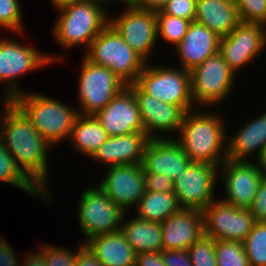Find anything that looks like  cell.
Returning <instances> with one entry per match:
<instances>
[{
    "label": "cell",
    "mask_w": 266,
    "mask_h": 266,
    "mask_svg": "<svg viewBox=\"0 0 266 266\" xmlns=\"http://www.w3.org/2000/svg\"><path fill=\"white\" fill-rule=\"evenodd\" d=\"M242 243L250 266H266V221H257Z\"/></svg>",
    "instance_id": "cell-31"
},
{
    "label": "cell",
    "mask_w": 266,
    "mask_h": 266,
    "mask_svg": "<svg viewBox=\"0 0 266 266\" xmlns=\"http://www.w3.org/2000/svg\"><path fill=\"white\" fill-rule=\"evenodd\" d=\"M0 182L20 188V190L26 191L28 194L33 195L34 197H39V199L45 203L48 202V196L17 165L12 155L4 147L1 139Z\"/></svg>",
    "instance_id": "cell-29"
},
{
    "label": "cell",
    "mask_w": 266,
    "mask_h": 266,
    "mask_svg": "<svg viewBox=\"0 0 266 266\" xmlns=\"http://www.w3.org/2000/svg\"><path fill=\"white\" fill-rule=\"evenodd\" d=\"M21 8L19 0H0V27L10 34L23 36L25 25Z\"/></svg>",
    "instance_id": "cell-33"
},
{
    "label": "cell",
    "mask_w": 266,
    "mask_h": 266,
    "mask_svg": "<svg viewBox=\"0 0 266 266\" xmlns=\"http://www.w3.org/2000/svg\"><path fill=\"white\" fill-rule=\"evenodd\" d=\"M255 161L262 172L266 174V146L262 149L260 156Z\"/></svg>",
    "instance_id": "cell-47"
},
{
    "label": "cell",
    "mask_w": 266,
    "mask_h": 266,
    "mask_svg": "<svg viewBox=\"0 0 266 266\" xmlns=\"http://www.w3.org/2000/svg\"><path fill=\"white\" fill-rule=\"evenodd\" d=\"M219 166L191 162L174 181V195L181 208L203 210L217 199ZM216 197V198H215Z\"/></svg>",
    "instance_id": "cell-11"
},
{
    "label": "cell",
    "mask_w": 266,
    "mask_h": 266,
    "mask_svg": "<svg viewBox=\"0 0 266 266\" xmlns=\"http://www.w3.org/2000/svg\"><path fill=\"white\" fill-rule=\"evenodd\" d=\"M216 240L205 234L188 249L192 266H218L215 255Z\"/></svg>",
    "instance_id": "cell-35"
},
{
    "label": "cell",
    "mask_w": 266,
    "mask_h": 266,
    "mask_svg": "<svg viewBox=\"0 0 266 266\" xmlns=\"http://www.w3.org/2000/svg\"><path fill=\"white\" fill-rule=\"evenodd\" d=\"M126 215L125 213L120 231L136 253L161 252L163 250L161 223L140 219L136 215L132 219L125 220Z\"/></svg>",
    "instance_id": "cell-26"
},
{
    "label": "cell",
    "mask_w": 266,
    "mask_h": 266,
    "mask_svg": "<svg viewBox=\"0 0 266 266\" xmlns=\"http://www.w3.org/2000/svg\"><path fill=\"white\" fill-rule=\"evenodd\" d=\"M117 1L125 5L123 9L142 8L143 6V0H112V3L117 4Z\"/></svg>",
    "instance_id": "cell-46"
},
{
    "label": "cell",
    "mask_w": 266,
    "mask_h": 266,
    "mask_svg": "<svg viewBox=\"0 0 266 266\" xmlns=\"http://www.w3.org/2000/svg\"><path fill=\"white\" fill-rule=\"evenodd\" d=\"M191 162L174 138L150 139L144 150L142 166L144 173H164L175 180Z\"/></svg>",
    "instance_id": "cell-19"
},
{
    "label": "cell",
    "mask_w": 266,
    "mask_h": 266,
    "mask_svg": "<svg viewBox=\"0 0 266 266\" xmlns=\"http://www.w3.org/2000/svg\"><path fill=\"white\" fill-rule=\"evenodd\" d=\"M80 194L77 220L84 234L83 243L94 236L120 230L125 212L98 185L85 188Z\"/></svg>",
    "instance_id": "cell-10"
},
{
    "label": "cell",
    "mask_w": 266,
    "mask_h": 266,
    "mask_svg": "<svg viewBox=\"0 0 266 266\" xmlns=\"http://www.w3.org/2000/svg\"><path fill=\"white\" fill-rule=\"evenodd\" d=\"M197 0H169L161 8V12L171 16L184 18L194 22Z\"/></svg>",
    "instance_id": "cell-37"
},
{
    "label": "cell",
    "mask_w": 266,
    "mask_h": 266,
    "mask_svg": "<svg viewBox=\"0 0 266 266\" xmlns=\"http://www.w3.org/2000/svg\"><path fill=\"white\" fill-rule=\"evenodd\" d=\"M77 83V104L80 115H95L126 86L110 69L96 65L84 55Z\"/></svg>",
    "instance_id": "cell-9"
},
{
    "label": "cell",
    "mask_w": 266,
    "mask_h": 266,
    "mask_svg": "<svg viewBox=\"0 0 266 266\" xmlns=\"http://www.w3.org/2000/svg\"><path fill=\"white\" fill-rule=\"evenodd\" d=\"M162 257L166 266H192L186 249L162 250Z\"/></svg>",
    "instance_id": "cell-40"
},
{
    "label": "cell",
    "mask_w": 266,
    "mask_h": 266,
    "mask_svg": "<svg viewBox=\"0 0 266 266\" xmlns=\"http://www.w3.org/2000/svg\"><path fill=\"white\" fill-rule=\"evenodd\" d=\"M84 56L110 69L126 85L135 83L146 62L108 24L91 42Z\"/></svg>",
    "instance_id": "cell-6"
},
{
    "label": "cell",
    "mask_w": 266,
    "mask_h": 266,
    "mask_svg": "<svg viewBox=\"0 0 266 266\" xmlns=\"http://www.w3.org/2000/svg\"><path fill=\"white\" fill-rule=\"evenodd\" d=\"M202 212L204 234L216 241L243 242L257 222L249 209L232 206L220 198L212 201Z\"/></svg>",
    "instance_id": "cell-14"
},
{
    "label": "cell",
    "mask_w": 266,
    "mask_h": 266,
    "mask_svg": "<svg viewBox=\"0 0 266 266\" xmlns=\"http://www.w3.org/2000/svg\"><path fill=\"white\" fill-rule=\"evenodd\" d=\"M164 64L146 63L136 83L147 94L167 104L179 106L184 112L195 109L190 71L176 67L177 64Z\"/></svg>",
    "instance_id": "cell-7"
},
{
    "label": "cell",
    "mask_w": 266,
    "mask_h": 266,
    "mask_svg": "<svg viewBox=\"0 0 266 266\" xmlns=\"http://www.w3.org/2000/svg\"><path fill=\"white\" fill-rule=\"evenodd\" d=\"M181 209L174 192L146 190L137 207L132 210L138 218L162 223Z\"/></svg>",
    "instance_id": "cell-28"
},
{
    "label": "cell",
    "mask_w": 266,
    "mask_h": 266,
    "mask_svg": "<svg viewBox=\"0 0 266 266\" xmlns=\"http://www.w3.org/2000/svg\"><path fill=\"white\" fill-rule=\"evenodd\" d=\"M205 109L201 107L185 112L174 139L192 162L220 166L227 159L228 123L224 121V113Z\"/></svg>",
    "instance_id": "cell-2"
},
{
    "label": "cell",
    "mask_w": 266,
    "mask_h": 266,
    "mask_svg": "<svg viewBox=\"0 0 266 266\" xmlns=\"http://www.w3.org/2000/svg\"><path fill=\"white\" fill-rule=\"evenodd\" d=\"M146 190L155 192H174V181L163 174L144 173Z\"/></svg>",
    "instance_id": "cell-38"
},
{
    "label": "cell",
    "mask_w": 266,
    "mask_h": 266,
    "mask_svg": "<svg viewBox=\"0 0 266 266\" xmlns=\"http://www.w3.org/2000/svg\"><path fill=\"white\" fill-rule=\"evenodd\" d=\"M135 266H166L161 252H143L137 254Z\"/></svg>",
    "instance_id": "cell-43"
},
{
    "label": "cell",
    "mask_w": 266,
    "mask_h": 266,
    "mask_svg": "<svg viewBox=\"0 0 266 266\" xmlns=\"http://www.w3.org/2000/svg\"><path fill=\"white\" fill-rule=\"evenodd\" d=\"M233 134L227 136V159L256 160L266 146V112L249 119Z\"/></svg>",
    "instance_id": "cell-23"
},
{
    "label": "cell",
    "mask_w": 266,
    "mask_h": 266,
    "mask_svg": "<svg viewBox=\"0 0 266 266\" xmlns=\"http://www.w3.org/2000/svg\"><path fill=\"white\" fill-rule=\"evenodd\" d=\"M98 186L125 213L135 209L146 191L142 164H123L106 167Z\"/></svg>",
    "instance_id": "cell-16"
},
{
    "label": "cell",
    "mask_w": 266,
    "mask_h": 266,
    "mask_svg": "<svg viewBox=\"0 0 266 266\" xmlns=\"http://www.w3.org/2000/svg\"><path fill=\"white\" fill-rule=\"evenodd\" d=\"M129 86L137 100L146 135L150 139L174 138L185 112L179 106L167 104L147 94L136 82Z\"/></svg>",
    "instance_id": "cell-17"
},
{
    "label": "cell",
    "mask_w": 266,
    "mask_h": 266,
    "mask_svg": "<svg viewBox=\"0 0 266 266\" xmlns=\"http://www.w3.org/2000/svg\"><path fill=\"white\" fill-rule=\"evenodd\" d=\"M32 251L24 253L20 266H46L43 253L40 250Z\"/></svg>",
    "instance_id": "cell-44"
},
{
    "label": "cell",
    "mask_w": 266,
    "mask_h": 266,
    "mask_svg": "<svg viewBox=\"0 0 266 266\" xmlns=\"http://www.w3.org/2000/svg\"><path fill=\"white\" fill-rule=\"evenodd\" d=\"M249 211L256 221H266V174L264 175Z\"/></svg>",
    "instance_id": "cell-39"
},
{
    "label": "cell",
    "mask_w": 266,
    "mask_h": 266,
    "mask_svg": "<svg viewBox=\"0 0 266 266\" xmlns=\"http://www.w3.org/2000/svg\"><path fill=\"white\" fill-rule=\"evenodd\" d=\"M239 18L245 23L266 26V0H235Z\"/></svg>",
    "instance_id": "cell-36"
},
{
    "label": "cell",
    "mask_w": 266,
    "mask_h": 266,
    "mask_svg": "<svg viewBox=\"0 0 266 266\" xmlns=\"http://www.w3.org/2000/svg\"><path fill=\"white\" fill-rule=\"evenodd\" d=\"M194 22L208 27L221 38L241 20L235 0H197Z\"/></svg>",
    "instance_id": "cell-24"
},
{
    "label": "cell",
    "mask_w": 266,
    "mask_h": 266,
    "mask_svg": "<svg viewBox=\"0 0 266 266\" xmlns=\"http://www.w3.org/2000/svg\"><path fill=\"white\" fill-rule=\"evenodd\" d=\"M220 37L208 27L192 22L182 41L174 47L178 67L191 71L219 51Z\"/></svg>",
    "instance_id": "cell-22"
},
{
    "label": "cell",
    "mask_w": 266,
    "mask_h": 266,
    "mask_svg": "<svg viewBox=\"0 0 266 266\" xmlns=\"http://www.w3.org/2000/svg\"><path fill=\"white\" fill-rule=\"evenodd\" d=\"M157 19V41L164 40V42L176 47L184 38L188 31L191 20L180 17H175L161 12H155Z\"/></svg>",
    "instance_id": "cell-30"
},
{
    "label": "cell",
    "mask_w": 266,
    "mask_h": 266,
    "mask_svg": "<svg viewBox=\"0 0 266 266\" xmlns=\"http://www.w3.org/2000/svg\"><path fill=\"white\" fill-rule=\"evenodd\" d=\"M265 49L266 26L259 23L241 21L219 42V52L236 76L240 69L254 63Z\"/></svg>",
    "instance_id": "cell-13"
},
{
    "label": "cell",
    "mask_w": 266,
    "mask_h": 266,
    "mask_svg": "<svg viewBox=\"0 0 266 266\" xmlns=\"http://www.w3.org/2000/svg\"><path fill=\"white\" fill-rule=\"evenodd\" d=\"M85 244L103 266H135L137 253L126 241L122 232L116 231L94 236Z\"/></svg>",
    "instance_id": "cell-25"
},
{
    "label": "cell",
    "mask_w": 266,
    "mask_h": 266,
    "mask_svg": "<svg viewBox=\"0 0 266 266\" xmlns=\"http://www.w3.org/2000/svg\"><path fill=\"white\" fill-rule=\"evenodd\" d=\"M191 73V96L197 108H212L226 102L234 90L236 74L229 68L221 53L208 57ZM231 93V94H230Z\"/></svg>",
    "instance_id": "cell-8"
},
{
    "label": "cell",
    "mask_w": 266,
    "mask_h": 266,
    "mask_svg": "<svg viewBox=\"0 0 266 266\" xmlns=\"http://www.w3.org/2000/svg\"><path fill=\"white\" fill-rule=\"evenodd\" d=\"M75 1H78V0H50L49 2H50V5H52L53 10H54V8H55V10H57L63 6L69 5Z\"/></svg>",
    "instance_id": "cell-48"
},
{
    "label": "cell",
    "mask_w": 266,
    "mask_h": 266,
    "mask_svg": "<svg viewBox=\"0 0 266 266\" xmlns=\"http://www.w3.org/2000/svg\"><path fill=\"white\" fill-rule=\"evenodd\" d=\"M163 250L188 249L204 235L203 212L181 208L161 223Z\"/></svg>",
    "instance_id": "cell-20"
},
{
    "label": "cell",
    "mask_w": 266,
    "mask_h": 266,
    "mask_svg": "<svg viewBox=\"0 0 266 266\" xmlns=\"http://www.w3.org/2000/svg\"><path fill=\"white\" fill-rule=\"evenodd\" d=\"M150 138L144 131L109 137L89 158L105 167L123 164H142L145 147Z\"/></svg>",
    "instance_id": "cell-21"
},
{
    "label": "cell",
    "mask_w": 266,
    "mask_h": 266,
    "mask_svg": "<svg viewBox=\"0 0 266 266\" xmlns=\"http://www.w3.org/2000/svg\"><path fill=\"white\" fill-rule=\"evenodd\" d=\"M264 173L256 161L226 159L219 166V180L223 183L224 202L238 208L252 205Z\"/></svg>",
    "instance_id": "cell-15"
},
{
    "label": "cell",
    "mask_w": 266,
    "mask_h": 266,
    "mask_svg": "<svg viewBox=\"0 0 266 266\" xmlns=\"http://www.w3.org/2000/svg\"><path fill=\"white\" fill-rule=\"evenodd\" d=\"M90 1L97 2L99 4H102L105 8H108V7H106V5H108L109 3L111 5H113L112 4V0H90Z\"/></svg>",
    "instance_id": "cell-49"
},
{
    "label": "cell",
    "mask_w": 266,
    "mask_h": 266,
    "mask_svg": "<svg viewBox=\"0 0 266 266\" xmlns=\"http://www.w3.org/2000/svg\"><path fill=\"white\" fill-rule=\"evenodd\" d=\"M63 56V58H62ZM54 55L41 52L37 47L19 42L7 37L0 38V85L4 86L1 97L5 101H12L17 95L26 92L19 87L18 81L23 75L35 72L42 67L55 62L64 61V55ZM19 79V80H18ZM3 82V83H2ZM2 83V84H1Z\"/></svg>",
    "instance_id": "cell-5"
},
{
    "label": "cell",
    "mask_w": 266,
    "mask_h": 266,
    "mask_svg": "<svg viewBox=\"0 0 266 266\" xmlns=\"http://www.w3.org/2000/svg\"><path fill=\"white\" fill-rule=\"evenodd\" d=\"M0 235V266H20V259L6 238ZM18 257V258H17Z\"/></svg>",
    "instance_id": "cell-41"
},
{
    "label": "cell",
    "mask_w": 266,
    "mask_h": 266,
    "mask_svg": "<svg viewBox=\"0 0 266 266\" xmlns=\"http://www.w3.org/2000/svg\"><path fill=\"white\" fill-rule=\"evenodd\" d=\"M0 101L3 103V110L0 111V139L17 165L48 196L50 203L53 198L48 186V153L51 154L49 151H52L53 146L40 135L13 101H5L1 97Z\"/></svg>",
    "instance_id": "cell-1"
},
{
    "label": "cell",
    "mask_w": 266,
    "mask_h": 266,
    "mask_svg": "<svg viewBox=\"0 0 266 266\" xmlns=\"http://www.w3.org/2000/svg\"><path fill=\"white\" fill-rule=\"evenodd\" d=\"M169 0H143L142 9H147L150 11H158L164 6V4Z\"/></svg>",
    "instance_id": "cell-45"
},
{
    "label": "cell",
    "mask_w": 266,
    "mask_h": 266,
    "mask_svg": "<svg viewBox=\"0 0 266 266\" xmlns=\"http://www.w3.org/2000/svg\"><path fill=\"white\" fill-rule=\"evenodd\" d=\"M115 15L109 14V24L146 63L151 62L158 43L155 11L133 8Z\"/></svg>",
    "instance_id": "cell-12"
},
{
    "label": "cell",
    "mask_w": 266,
    "mask_h": 266,
    "mask_svg": "<svg viewBox=\"0 0 266 266\" xmlns=\"http://www.w3.org/2000/svg\"><path fill=\"white\" fill-rule=\"evenodd\" d=\"M218 266H250L240 241L218 240L215 246Z\"/></svg>",
    "instance_id": "cell-32"
},
{
    "label": "cell",
    "mask_w": 266,
    "mask_h": 266,
    "mask_svg": "<svg viewBox=\"0 0 266 266\" xmlns=\"http://www.w3.org/2000/svg\"><path fill=\"white\" fill-rule=\"evenodd\" d=\"M84 243L81 241L74 250L49 243L39 244V250L44 255L46 266H76L77 251ZM65 248V249H64Z\"/></svg>",
    "instance_id": "cell-34"
},
{
    "label": "cell",
    "mask_w": 266,
    "mask_h": 266,
    "mask_svg": "<svg viewBox=\"0 0 266 266\" xmlns=\"http://www.w3.org/2000/svg\"><path fill=\"white\" fill-rule=\"evenodd\" d=\"M58 17L52 35L63 50L85 46L109 24V12L102 4L90 0H78L57 10Z\"/></svg>",
    "instance_id": "cell-3"
},
{
    "label": "cell",
    "mask_w": 266,
    "mask_h": 266,
    "mask_svg": "<svg viewBox=\"0 0 266 266\" xmlns=\"http://www.w3.org/2000/svg\"><path fill=\"white\" fill-rule=\"evenodd\" d=\"M76 266H103L96 255L84 243L77 251Z\"/></svg>",
    "instance_id": "cell-42"
},
{
    "label": "cell",
    "mask_w": 266,
    "mask_h": 266,
    "mask_svg": "<svg viewBox=\"0 0 266 266\" xmlns=\"http://www.w3.org/2000/svg\"><path fill=\"white\" fill-rule=\"evenodd\" d=\"M108 138L109 135L94 115H79L69 141L73 145L71 148L90 158Z\"/></svg>",
    "instance_id": "cell-27"
},
{
    "label": "cell",
    "mask_w": 266,
    "mask_h": 266,
    "mask_svg": "<svg viewBox=\"0 0 266 266\" xmlns=\"http://www.w3.org/2000/svg\"><path fill=\"white\" fill-rule=\"evenodd\" d=\"M30 119L33 127L53 147L69 140L73 126L80 115L76 106L54 99L47 94L30 92L12 100Z\"/></svg>",
    "instance_id": "cell-4"
},
{
    "label": "cell",
    "mask_w": 266,
    "mask_h": 266,
    "mask_svg": "<svg viewBox=\"0 0 266 266\" xmlns=\"http://www.w3.org/2000/svg\"><path fill=\"white\" fill-rule=\"evenodd\" d=\"M109 137L144 131L133 89L126 85L95 115Z\"/></svg>",
    "instance_id": "cell-18"
}]
</instances>
